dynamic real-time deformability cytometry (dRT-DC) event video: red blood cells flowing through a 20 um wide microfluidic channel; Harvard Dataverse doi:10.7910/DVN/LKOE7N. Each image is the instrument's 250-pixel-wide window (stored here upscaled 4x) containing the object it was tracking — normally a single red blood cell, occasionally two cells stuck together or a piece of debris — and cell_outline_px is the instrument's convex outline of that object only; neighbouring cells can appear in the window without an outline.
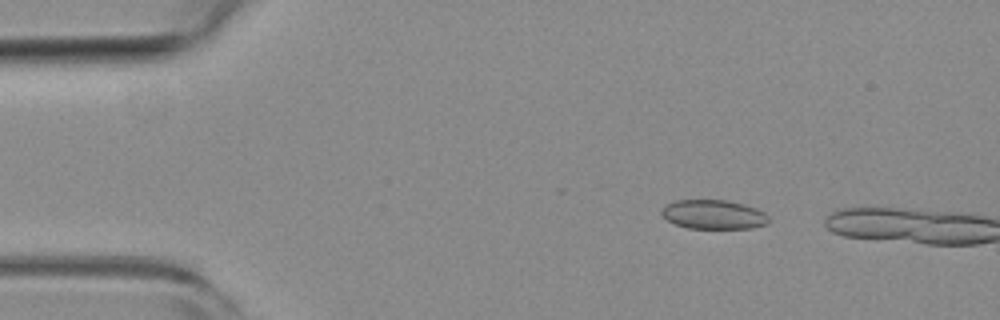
{"species": "common noctule bat (a hibernating species)", "species_latin": "Nyctalus noctula", "temperature_condition": "room temperature", "stored_images_in_passage": 8, "camera_frame_rate_fps": 3000, "um_per_image_px": 0.085, "animal": {"sex": "female", "body_mass_g": 19.3, "forearm_length_mm": 54.1}, "frame": {"image": 1, "passage_image": 6, "time_ms": 1.667, "image_size_px": [1000, 320], "cell_outline_px": [[768, 224], [752, 228], [688, 228], [676, 224], [668, 220], [660, 212], [664, 204], [676, 200], [728, 200], [744, 204], [756, 208], [764, 212], [768, 216]], "centroid_in_image_um": [60.65, 18.22], "position_along_channel_um": 24.3, "area_um2": 18.26}}